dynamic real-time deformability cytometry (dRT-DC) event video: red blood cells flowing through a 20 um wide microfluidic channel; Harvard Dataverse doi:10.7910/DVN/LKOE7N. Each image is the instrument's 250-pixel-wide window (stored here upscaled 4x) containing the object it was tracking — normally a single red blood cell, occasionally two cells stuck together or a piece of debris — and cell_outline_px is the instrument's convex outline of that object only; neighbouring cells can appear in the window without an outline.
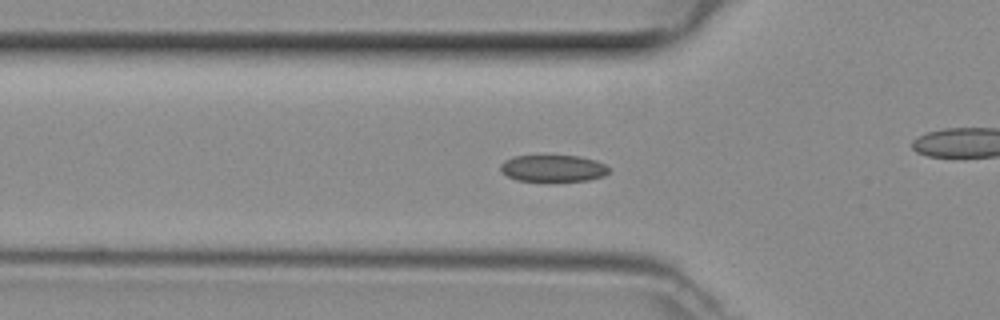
{"species": "common noctule bat (a hibernating species)", "species_latin": "Nyctalus noctula", "temperature_condition": "room temperature", "stored_images_in_passage": 43, "camera_frame_rate_fps": 3000, "um_per_image_px": 0.085, "animal": {"sex": "female", "body_mass_g": 29.2, "forearm_length_mm": 56.3}, "frame": {"image": 1, "passage_image": 10, "time_ms": 3.0, "image_size_px": [1000, 320], "cell_outline_px": [[608, 172], [604, 176], [588, 180], [548, 184], [516, 180], [508, 176], [500, 168], [500, 164], [504, 160], [512, 156], [580, 156], [596, 160], [604, 164], [608, 168]], "centroid_in_image_um": [47.0, 14.35], "position_along_channel_um": 78.8, "area_um2": 17.63}}
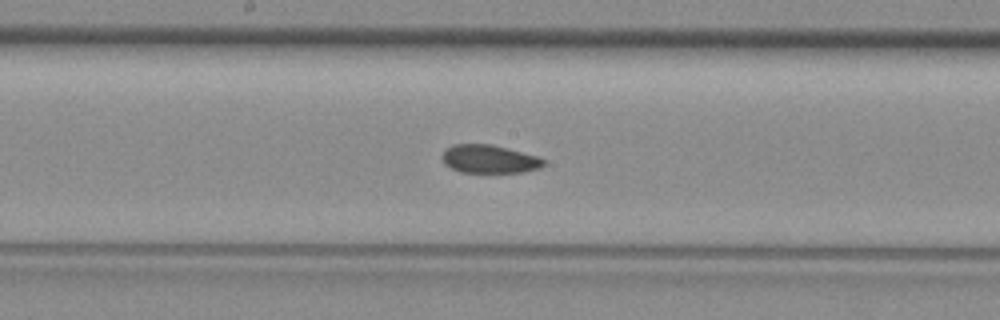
{"frame": {"image": 2, "passage_image": 19, "time_ms": 6.0, "image_size_px": [1000, 320], "cell_outline_px": [[544, 164], [540, 168], [524, 172], [460, 172], [444, 164], [440, 156], [452, 144], [492, 144], [540, 156], [544, 160]], "centroid_in_image_um": [41.6, 13.51], "position_along_channel_um": 206.6, "area_um2": 16.82}}
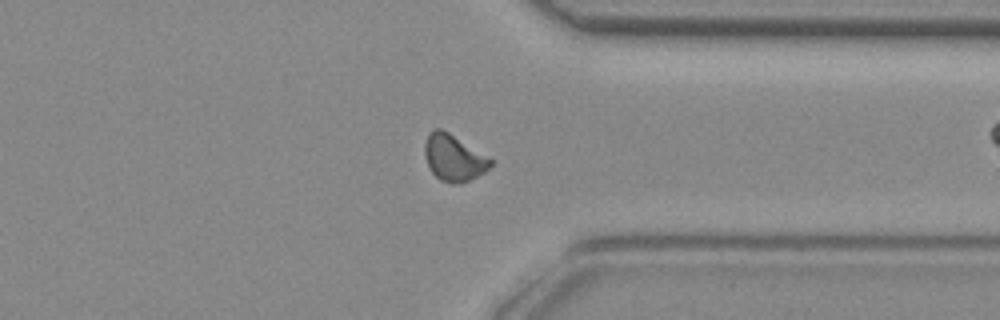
{"frame": {"image": 3, "passage_image": 31, "time_ms": 10.0, "image_size_px": [1000, 320], "cell_outline_px": [[492, 164], [484, 172], [460, 184], [452, 184], [440, 180], [432, 172], [424, 156], [424, 144], [428, 132], [436, 128], [440, 128], [448, 132], [492, 160]], "centroid_in_image_um": [38.51, 13.41], "position_along_channel_um": 372.9, "area_um2": 17.51}}